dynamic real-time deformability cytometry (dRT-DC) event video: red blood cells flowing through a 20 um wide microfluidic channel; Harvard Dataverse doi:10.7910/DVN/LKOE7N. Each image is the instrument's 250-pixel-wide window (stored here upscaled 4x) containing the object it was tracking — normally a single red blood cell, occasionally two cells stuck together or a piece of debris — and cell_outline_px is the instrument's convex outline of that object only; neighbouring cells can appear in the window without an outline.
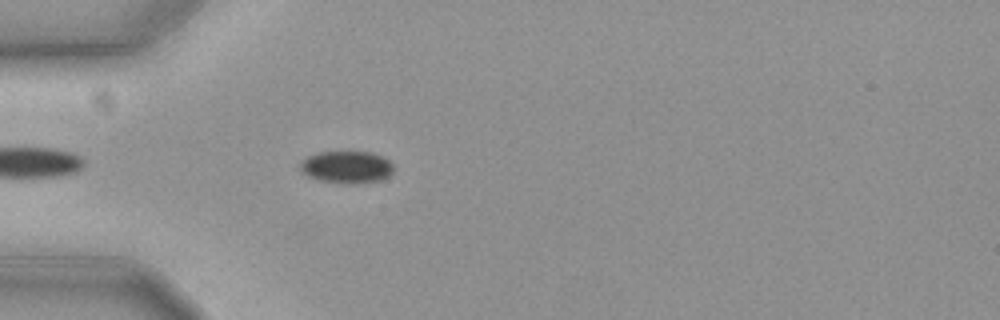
{"species": "common noctule bat (a hibernating species)", "species_latin": "Nyctalus noctula", "temperature_condition": "cold", "stored_images_in_passage": 15, "camera_frame_rate_fps": 3000, "um_per_image_px": 0.085, "animal": {"sex": "female", "body_mass_g": 19.3, "forearm_length_mm": 54.1}, "frame": {"image": 1, "passage_image": 5, "time_ms": 1.333, "image_size_px": [1000, 320], "cell_outline_px": [[392, 172], [388, 176], [380, 180], [352, 184], [320, 180], [308, 176], [300, 168], [300, 160], [316, 152], [372, 152], [388, 160], [392, 164]], "centroid_in_image_um": [29.44, 14.19], "position_along_channel_um": 55.6, "area_um2": 17.34}}
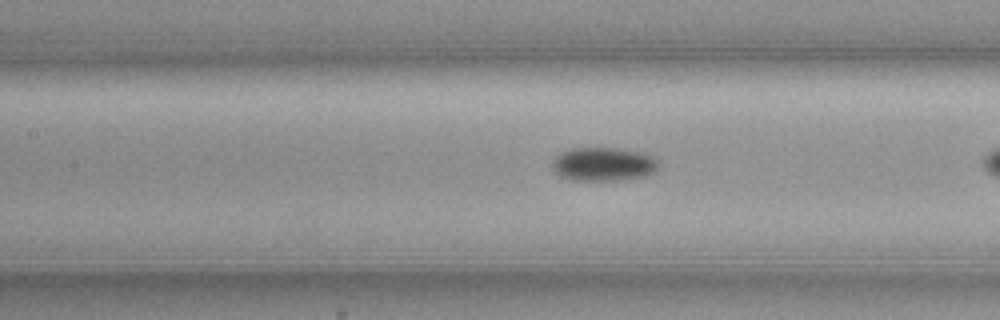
{"frame": {"image": 2, "passage_image": 11, "time_ms": 3.333, "image_size_px": [1000, 320], "cell_outline_px": [[660, 164], [656, 172], [644, 176], [620, 180], [568, 180], [560, 176], [552, 168], [552, 160], [560, 152], [572, 148], [620, 148], [644, 152], [656, 156]], "centroid_in_image_um": [51.33, 13.94], "position_along_channel_um": 156.1, "area_um2": 21.33}}